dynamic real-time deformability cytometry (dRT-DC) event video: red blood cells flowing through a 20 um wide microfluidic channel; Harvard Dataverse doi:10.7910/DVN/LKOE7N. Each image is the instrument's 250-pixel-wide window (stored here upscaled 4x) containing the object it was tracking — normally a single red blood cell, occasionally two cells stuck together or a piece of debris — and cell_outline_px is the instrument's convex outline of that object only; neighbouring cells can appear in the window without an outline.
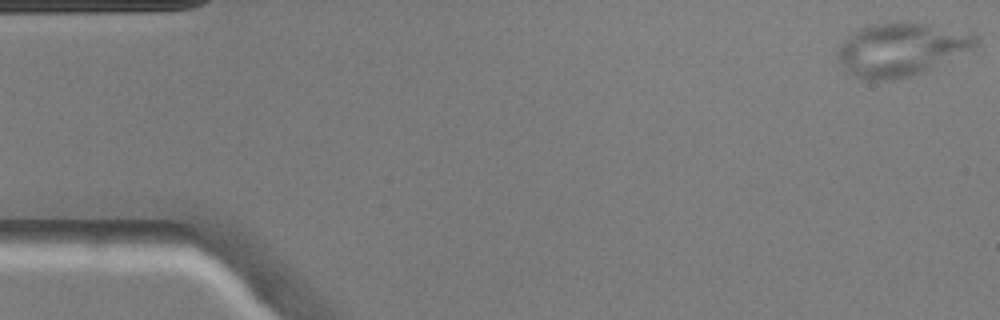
{"species": "common noctule bat (a hibernating species)", "species_latin": "Nyctalus noctula", "temperature_condition": "warm", "stored_images_in_passage": 49, "camera_frame_rate_fps": 3000, "um_per_image_px": 0.085, "animal": {"sex": "male", "body_mass_g": 20.5, "forearm_length_mm": 52.5}, "frame": {"image": 1, "passage_image": 1, "time_ms": 0.0, "image_size_px": [1000, 320], "cell_outline_px": [[980, 44], [976, 48], [924, 72], [892, 80], [868, 80], [856, 76], [848, 72], [844, 68], [836, 56], [836, 52], [840, 44], [852, 32], [868, 24], [892, 20], [908, 20], [932, 24], [972, 32], [976, 36]], "centroid_in_image_um": [76.63, 4.15], "position_along_channel_um": 8.4, "area_um2": 43.87}}
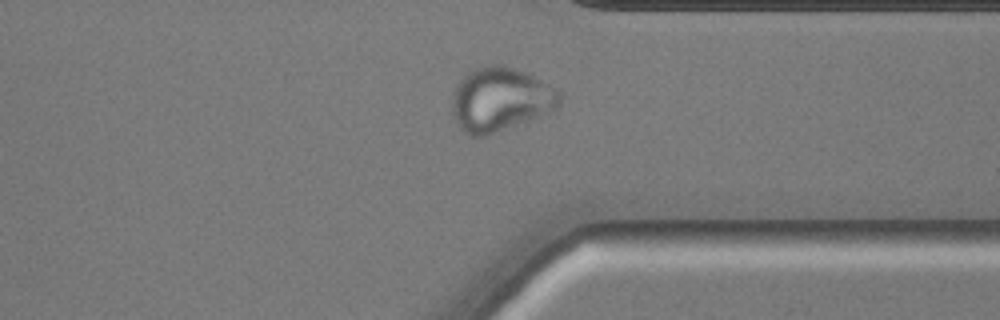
{"frame": {"image": 2, "passage_image": 37, "time_ms": 12.0, "image_size_px": [1000, 320], "cell_outline_px": [[560, 104], [556, 108], [548, 112], [484, 136], [468, 136], [456, 124], [452, 116], [452, 100], [456, 88], [460, 80], [464, 76], [476, 68], [488, 64], [504, 64], [516, 68], [556, 88], [560, 92]], "centroid_in_image_um": [42.49, 8.44], "position_along_channel_um": 368.9, "area_um2": 39.59}}
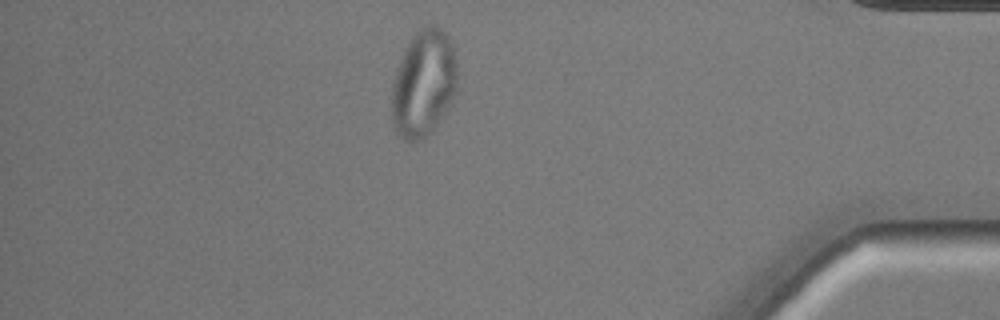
{"frame": {"image": 3, "passage_image": 42, "time_ms": 13.667, "image_size_px": [1000, 320], "cell_outline_px": [[456, 92], [452, 104], [432, 132], [424, 140], [412, 144], [404, 140], [396, 132], [392, 120], [392, 80], [396, 68], [404, 48], [412, 36], [416, 32], [428, 24], [436, 24], [444, 32], [452, 48], [456, 64]], "centroid_in_image_um": [35.98, 7.16], "position_along_channel_um": 399.2, "area_um2": 41.5}}